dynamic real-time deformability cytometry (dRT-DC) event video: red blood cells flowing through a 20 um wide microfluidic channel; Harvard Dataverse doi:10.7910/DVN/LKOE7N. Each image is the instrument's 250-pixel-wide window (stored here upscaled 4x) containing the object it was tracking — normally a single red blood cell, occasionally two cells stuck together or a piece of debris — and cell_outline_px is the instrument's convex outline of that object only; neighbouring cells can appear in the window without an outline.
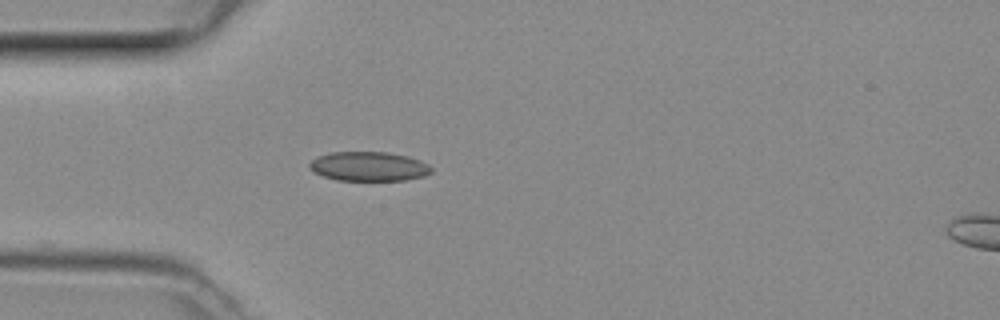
{"species": "common noctule bat (a hibernating species)", "species_latin": "Nyctalus noctula", "temperature_condition": "room temperature", "stored_images_in_passage": 30, "camera_frame_rate_fps": 3000, "um_per_image_px": 0.085, "animal": {"sex": "female", "body_mass_g": 29.2, "forearm_length_mm": 56.3}, "frame": {"image": 1, "passage_image": 1, "time_ms": 0.0, "image_size_px": [1000, 320], "cell_outline_px": [[432, 172], [424, 176], [404, 180], [336, 180], [312, 172], [308, 164], [312, 160], [320, 156], [332, 152], [388, 152], [408, 156], [420, 160], [428, 164], [432, 168]], "centroid_in_image_um": [31.36, 14.14], "position_along_channel_um": 53.6, "area_um2": 20.81}}
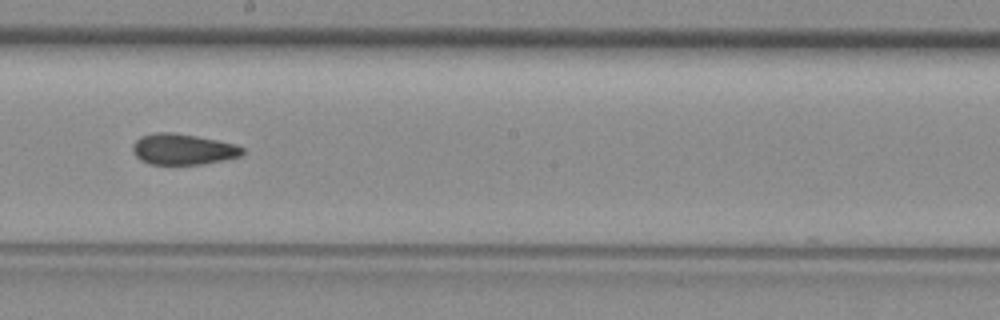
{"frame": {"image": 2, "passage_image": 14, "time_ms": 4.333, "image_size_px": [1000, 320], "cell_outline_px": [[244, 152], [240, 156], [224, 160], [204, 164], [148, 164], [140, 160], [132, 152], [132, 144], [140, 136], [156, 132], [172, 132], [196, 136], [236, 144], [244, 148]], "centroid_in_image_um": [15.53, 12.69], "position_along_channel_um": 232.7, "area_um2": 19.88}}
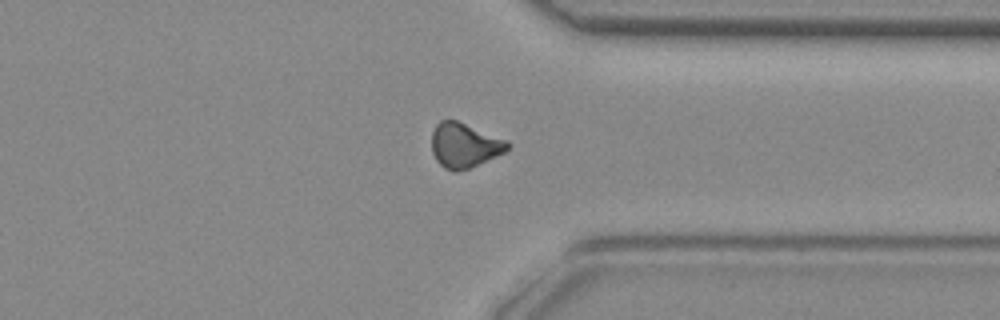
{"frame": {"image": 3, "passage_image": 24, "time_ms": 7.667, "image_size_px": [1000, 320], "cell_outline_px": [[512, 144], [504, 152], [468, 168], [456, 172], [452, 172], [444, 168], [436, 160], [432, 152], [432, 132], [436, 124], [440, 120], [456, 120], [508, 140]], "centroid_in_image_um": [39.46, 12.34], "position_along_channel_um": 371.9, "area_um2": 19.65}}